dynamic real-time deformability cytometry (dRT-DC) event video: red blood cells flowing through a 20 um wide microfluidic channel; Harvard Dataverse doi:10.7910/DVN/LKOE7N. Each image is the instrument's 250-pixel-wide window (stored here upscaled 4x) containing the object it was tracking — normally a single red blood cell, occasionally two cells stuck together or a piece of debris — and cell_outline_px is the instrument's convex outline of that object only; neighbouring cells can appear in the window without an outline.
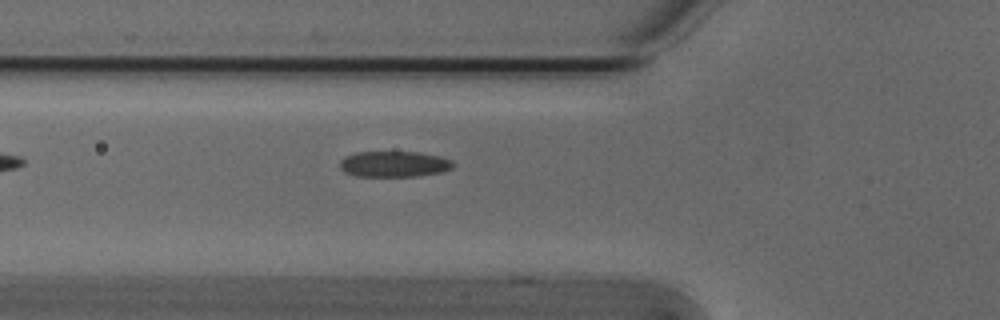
{"species": "Egyptian fruit bat (a non-hibernating species)", "species_latin": "Rousettus aegyptiacus", "temperature_condition": "cold", "stored_images_in_passage": 37, "camera_frame_rate_fps": 3000, "um_per_image_px": 0.085, "animal": {"sex": "male"}, "frame": {"image": 1, "passage_image": 2, "time_ms": 0.333, "image_size_px": [1000, 320], "cell_outline_px": [[456, 164], [452, 168], [440, 172], [416, 176], [356, 176], [344, 172], [340, 168], [340, 160], [344, 156], [356, 152], [416, 152], [440, 156], [452, 160]], "centroid_in_image_um": [33.48, 13.94], "position_along_channel_um": 92.3, "area_um2": 17.11}}
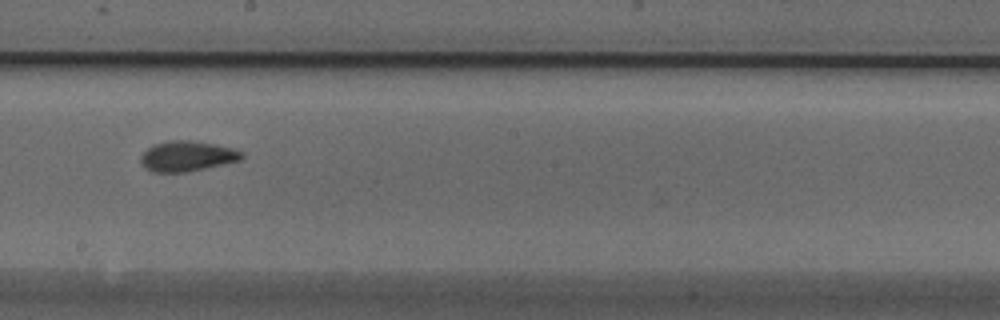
{"frame": {"image": 2, "passage_image": 13, "time_ms": 4.0, "image_size_px": [1000, 320], "cell_outline_px": [[244, 156], [240, 160], [188, 172], [152, 172], [144, 168], [140, 164], [140, 156], [152, 144], [168, 140], [188, 140], [216, 144], [236, 148], [244, 152]], "centroid_in_image_um": [15.89, 13.27], "position_along_channel_um": 232.3, "area_um2": 18.15}}
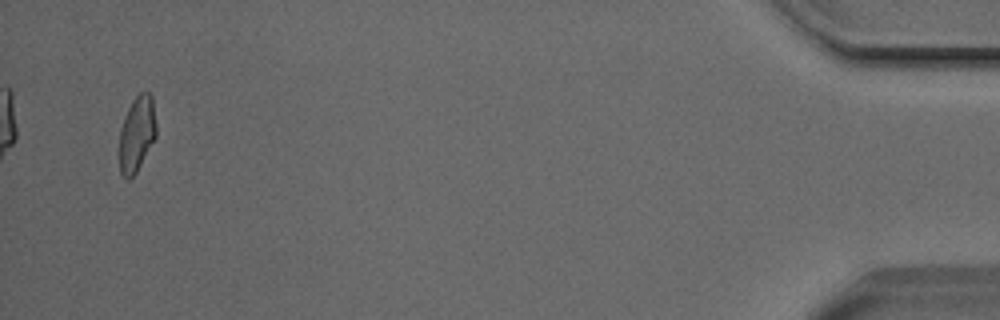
{"frame": {"image": 3, "passage_image": 35, "time_ms": 11.333, "image_size_px": [1000, 320], "cell_outline_px": [[156, 136], [136, 172], [128, 180], [120, 172], [120, 128], [124, 116], [132, 100], [140, 92], [148, 92], [152, 96], [156, 124]], "centroid_in_image_um": [11.63, 11.34], "position_along_channel_um": 423.6, "area_um2": 16.07}}